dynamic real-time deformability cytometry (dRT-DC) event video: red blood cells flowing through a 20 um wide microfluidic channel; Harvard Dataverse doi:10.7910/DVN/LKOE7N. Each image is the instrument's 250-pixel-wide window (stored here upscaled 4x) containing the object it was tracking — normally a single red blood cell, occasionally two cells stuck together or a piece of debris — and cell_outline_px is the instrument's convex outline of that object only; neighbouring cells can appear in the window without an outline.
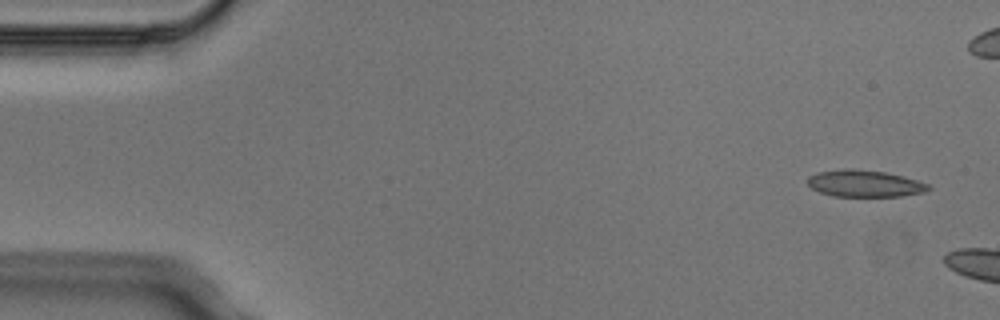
{"species": "Egyptian fruit bat (a non-hibernating species)", "species_latin": "Rousettus aegyptiacus", "temperature_condition": "cold", "stored_images_in_passage": 2, "camera_frame_rate_fps": 3000, "um_per_image_px": 0.085, "animal": {"sex": "male"}, "frame": {"image": 1, "passage_image": 1, "time_ms": 0.0, "image_size_px": [1000, 320], "cell_outline_px": [[932, 188], [924, 192], [900, 196], [832, 196], [820, 192], [812, 188], [808, 184], [808, 176], [816, 172], [844, 168], [852, 168], [884, 172], [904, 176], [928, 184]], "centroid_in_image_um": [73.47, 15.59], "position_along_channel_um": 11.5, "area_um2": 18.9}}